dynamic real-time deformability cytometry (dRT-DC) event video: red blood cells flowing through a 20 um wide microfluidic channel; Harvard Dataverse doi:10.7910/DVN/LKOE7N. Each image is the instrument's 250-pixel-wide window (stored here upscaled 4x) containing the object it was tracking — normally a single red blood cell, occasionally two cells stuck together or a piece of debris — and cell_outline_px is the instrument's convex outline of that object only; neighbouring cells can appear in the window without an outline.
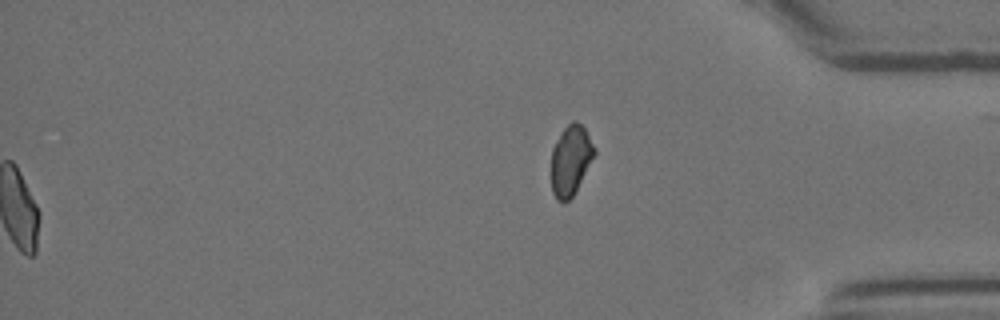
{"species": "Egyptian fruit bat (a non-hibernating species)", "species_latin": "Rousettus aegyptiacus", "temperature_condition": "room temperature", "stored_images_in_passage": 57, "segment_of_instrument_passage": [2, 2], "camera_frame_rate_fps": 3000, "um_per_image_px": 0.085, "animal": {"sex": "female"}, "frame": {"image": 1, "passage_image": 57, "time_ms": 18.667, "image_size_px": [1000, 320], "cell_outline_px": [[596, 152], [572, 196], [568, 200], [556, 200], [552, 192], [552, 148], [556, 140], [564, 128], [572, 120], [576, 120], [584, 128], [596, 148]], "centroid_in_image_um": [48.5, 13.58], "position_along_channel_um": 386.7, "area_um2": 17.22}}